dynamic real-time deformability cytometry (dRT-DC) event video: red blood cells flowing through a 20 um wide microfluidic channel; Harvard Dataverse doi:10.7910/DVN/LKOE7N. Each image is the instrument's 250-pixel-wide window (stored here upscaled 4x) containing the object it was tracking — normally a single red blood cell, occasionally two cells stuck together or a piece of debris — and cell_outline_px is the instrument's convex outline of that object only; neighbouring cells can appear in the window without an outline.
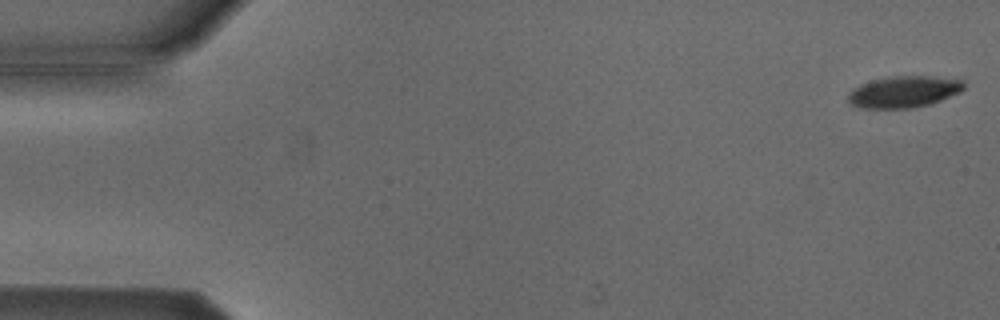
{"species": "Egyptian fruit bat (a non-hibernating species)", "species_latin": "Rousettus aegyptiacus", "temperature_condition": "cold", "stored_images_in_passage": 14, "camera_frame_rate_fps": 3000, "um_per_image_px": 0.085, "animal": {"sex": "male"}, "frame": {"image": 1, "passage_image": 1, "time_ms": 0.0, "image_size_px": [1000, 320], "cell_outline_px": [[964, 88], [960, 92], [940, 100], [928, 104], [908, 108], [860, 108], [852, 104], [848, 100], [848, 92], [852, 88], [860, 84], [872, 80], [888, 76], [928, 76], [964, 80]], "centroid_in_image_um": [76.79, 7.79], "position_along_channel_um": 8.2, "area_um2": 21.21}}
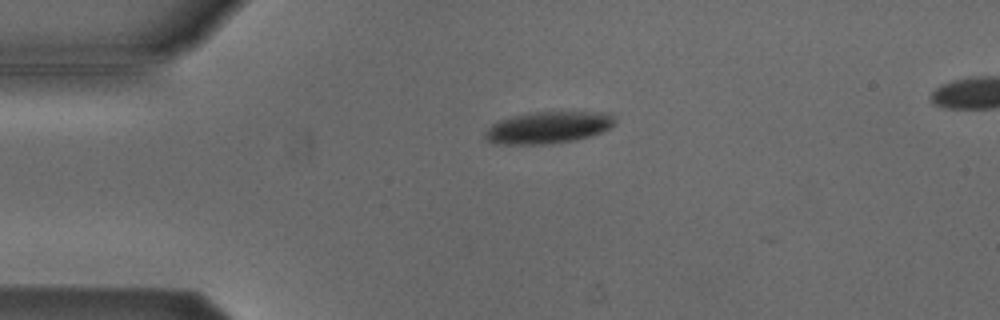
{"frame": {"image": 2, "passage_image": 12, "time_ms": 3.667, "image_size_px": [1000, 320], "cell_outline_px": [[616, 120], [608, 128], [600, 132], [588, 136], [572, 140], [544, 144], [504, 144], [488, 140], [484, 136], [484, 132], [492, 124], [500, 120], [512, 116], [528, 112], [612, 112]], "centroid_in_image_um": [46.59, 10.81], "position_along_channel_um": 38.4, "area_um2": 23.81}}